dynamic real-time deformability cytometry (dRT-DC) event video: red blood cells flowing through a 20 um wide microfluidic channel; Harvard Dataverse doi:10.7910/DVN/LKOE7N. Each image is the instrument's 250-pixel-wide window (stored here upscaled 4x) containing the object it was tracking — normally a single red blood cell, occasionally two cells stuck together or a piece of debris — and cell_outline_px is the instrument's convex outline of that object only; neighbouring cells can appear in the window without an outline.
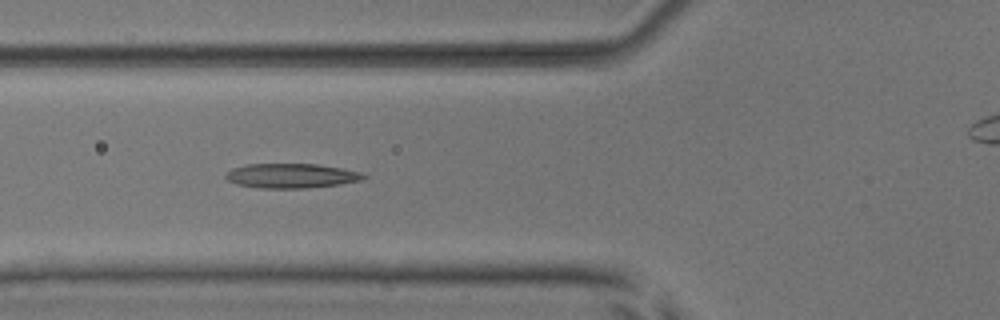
{"species": "common noctule bat (a hibernating species)", "species_latin": "Nyctalus noctula", "temperature_condition": "room temperature", "stored_images_in_passage": 7, "segment_of_instrument_passage": [1, 2], "camera_frame_rate_fps": 3000, "um_per_image_px": 0.085, "animal": {"sex": "male", "body_mass_g": 17.9, "forearm_length_mm": 54.2}, "frame": {"image": 1, "passage_image": 5, "time_ms": 4.667, "image_size_px": [1000, 320], "cell_outline_px": [[368, 176], [360, 180], [336, 184], [304, 188], [260, 188], [236, 184], [228, 180], [224, 176], [232, 168], [248, 164], [316, 164], [340, 168], [360, 172]], "centroid_in_image_um": [24.71, 14.94], "position_along_channel_um": 101.1, "area_um2": 19.42}}
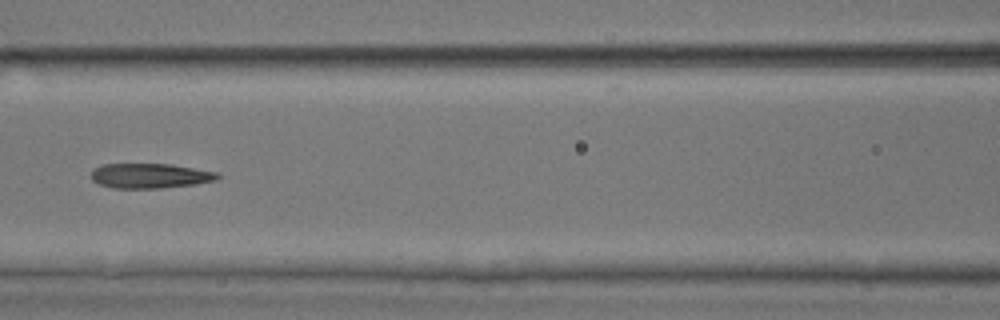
{"frame": {"image": 2, "passage_image": 6, "time_ms": 6.0, "image_size_px": [1000, 320], "cell_outline_px": [[220, 176], [216, 180], [196, 184], [160, 188], [112, 188], [100, 184], [92, 180], [92, 172], [96, 168], [104, 164], [172, 164], [216, 172]], "centroid_in_image_um": [12.77, 14.94], "position_along_channel_um": 153.8, "area_um2": 18.15}}